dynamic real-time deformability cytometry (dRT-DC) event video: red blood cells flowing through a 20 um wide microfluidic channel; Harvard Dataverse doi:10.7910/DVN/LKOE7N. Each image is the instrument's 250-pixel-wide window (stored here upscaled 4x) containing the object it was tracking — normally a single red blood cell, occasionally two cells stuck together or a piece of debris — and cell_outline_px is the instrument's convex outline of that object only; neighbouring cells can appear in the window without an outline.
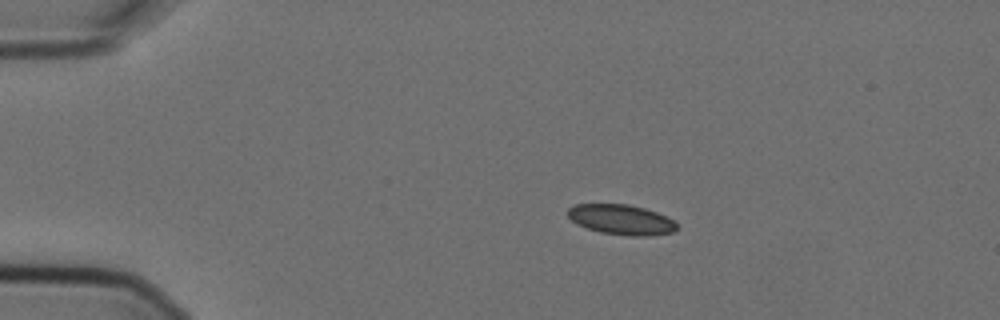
{"species": "Egyptian fruit bat (a non-hibernating species)", "species_latin": "Rousettus aegyptiacus", "temperature_condition": "cold", "stored_images_in_passage": 6, "camera_frame_rate_fps": 3000, "um_per_image_px": 0.085, "animal": {"sex": "female"}, "frame": {"image": 1, "passage_image": 3, "time_ms": 0.667, "image_size_px": [1000, 320], "cell_outline_px": [[676, 228], [672, 232], [648, 236], [628, 236], [600, 232], [576, 224], [568, 216], [568, 208], [576, 204], [628, 204], [644, 208], [668, 216], [676, 224]], "centroid_in_image_um": [52.8, 18.66], "position_along_channel_um": 32.2, "area_um2": 19.07}}
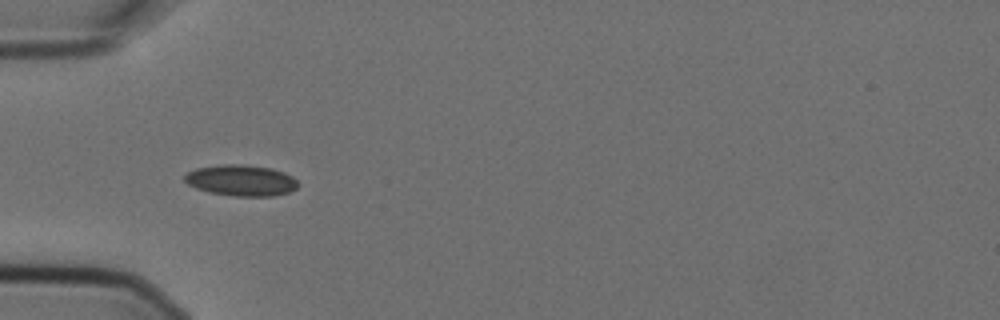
{"frame": {"image": 2, "passage_image": 5, "time_ms": 1.333, "image_size_px": [1000, 320], "cell_outline_px": [[300, 184], [296, 188], [288, 192], [272, 196], [232, 196], [208, 192], [196, 188], [188, 184], [184, 180], [184, 176], [188, 172], [196, 168], [220, 164], [240, 164], [272, 168], [284, 172], [292, 176]], "centroid_in_image_um": [20.49, 15.33], "position_along_channel_um": 64.5, "area_um2": 20.63}}
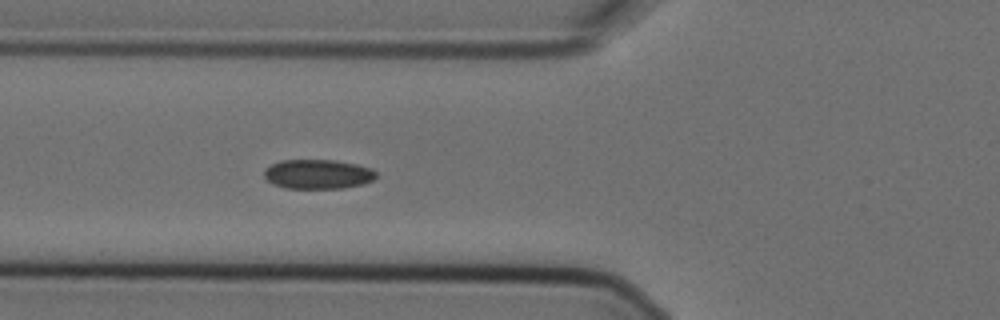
{"frame": {"image": 3, "passage_image": 6, "time_ms": 1.667, "image_size_px": [1000, 320], "cell_outline_px": [[376, 176], [372, 180], [360, 184], [344, 188], [284, 188], [272, 184], [264, 176], [264, 168], [280, 160], [336, 160], [356, 164], [372, 168], [376, 172]], "centroid_in_image_um": [26.99, 14.8], "position_along_channel_um": 98.8, "area_um2": 19.25}}